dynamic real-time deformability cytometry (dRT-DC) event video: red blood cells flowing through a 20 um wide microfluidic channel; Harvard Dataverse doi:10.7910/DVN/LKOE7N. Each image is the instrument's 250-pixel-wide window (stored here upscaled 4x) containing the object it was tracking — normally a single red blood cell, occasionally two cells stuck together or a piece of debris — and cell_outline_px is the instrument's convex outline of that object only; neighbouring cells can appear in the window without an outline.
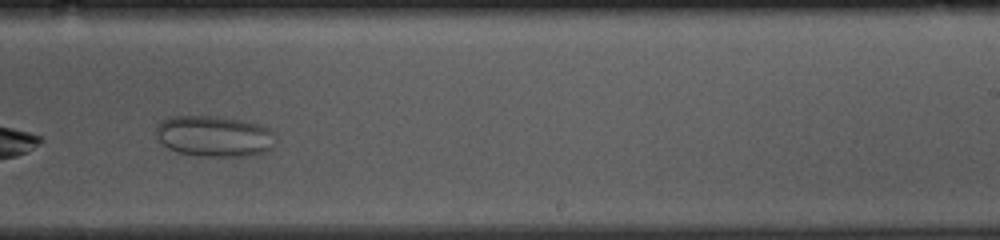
{"species": "common noctule bat (a hibernating species)", "species_latin": "Nyctalus noctula", "temperature_condition": "cold", "stored_images_in_passage": 31, "camera_frame_rate_fps": 3000, "um_per_image_px": 0.085, "animal": {"sex": "female", "body_mass_g": 10.0, "forearm_length_mm": 53.1}, "frame": {"image": 1, "passage_image": 18, "time_ms": 5.667, "image_size_px": [1000, 240], "cell_outline_px": [[276, 140], [272, 148], [268, 152], [252, 156], [204, 156], [176, 152], [168, 148], [156, 136], [156, 124], [160, 120], [172, 116], [212, 116], [240, 120], [256, 124], [268, 128], [276, 136]], "centroid_in_image_um": [18.22, 11.59], "position_along_channel_um": 270.8, "area_um2": 28.73}}